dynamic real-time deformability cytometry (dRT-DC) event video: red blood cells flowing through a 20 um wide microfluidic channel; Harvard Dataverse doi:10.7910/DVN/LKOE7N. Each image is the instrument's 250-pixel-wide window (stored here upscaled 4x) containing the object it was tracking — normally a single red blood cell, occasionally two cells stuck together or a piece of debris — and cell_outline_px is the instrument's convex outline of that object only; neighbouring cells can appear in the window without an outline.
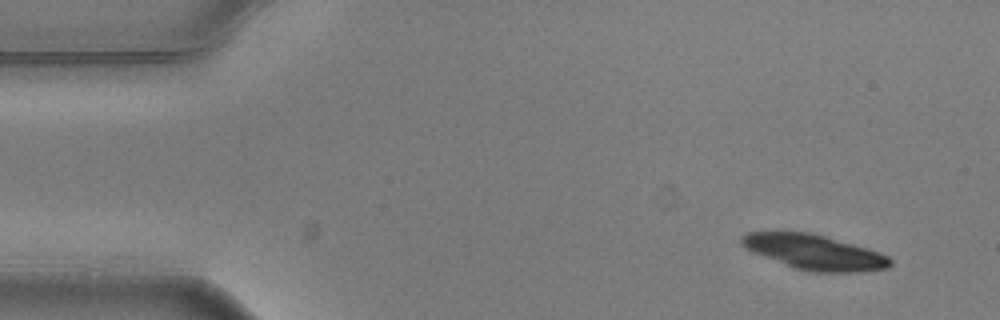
{"species": "common noctule bat (a hibernating species)", "species_latin": "Nyctalus noctula", "temperature_condition": "warm", "stored_images_in_passage": 4, "camera_frame_rate_fps": 3000, "um_per_image_px": 0.085, "animal": {"sex": "male", "body_mass_g": 20.5, "forearm_length_mm": 52.5}, "frame": {"image": 1, "passage_image": 1, "time_ms": 0.0, "image_size_px": [1000, 320], "cell_outline_px": [[892, 264], [888, 268], [860, 272], [812, 272], [796, 268], [752, 252], [740, 244], [740, 236], [748, 232], [812, 232], [868, 248], [880, 252], [888, 256], [892, 260]], "centroid_in_image_um": [69.24, 21.43], "position_along_channel_um": 15.8, "area_um2": 30.29}}